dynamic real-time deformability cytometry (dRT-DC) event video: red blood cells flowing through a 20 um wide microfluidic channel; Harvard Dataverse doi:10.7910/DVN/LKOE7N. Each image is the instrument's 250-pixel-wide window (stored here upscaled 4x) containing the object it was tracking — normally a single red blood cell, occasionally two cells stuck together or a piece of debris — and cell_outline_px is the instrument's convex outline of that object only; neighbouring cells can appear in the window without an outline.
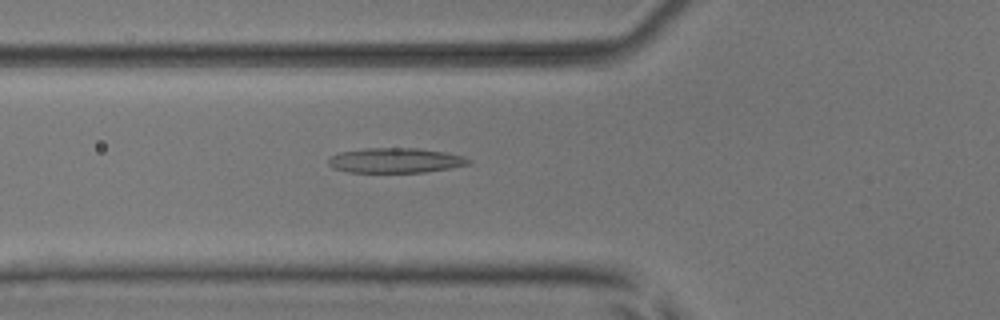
{"species": "common noctule bat (a hibernating species)", "species_latin": "Nyctalus noctula", "temperature_condition": "room temperature", "stored_images_in_passage": 47, "camera_frame_rate_fps": 3000, "um_per_image_px": 0.085, "animal": {"sex": "male", "body_mass_g": 17.9, "forearm_length_mm": 54.2}, "frame": {"image": 1, "passage_image": 14, "time_ms": 4.333, "image_size_px": [1000, 320], "cell_outline_px": [[472, 164], [424, 172], [348, 172], [332, 168], [328, 164], [328, 160], [332, 156], [340, 152], [364, 148], [420, 148], [444, 152], [464, 156], [472, 160]], "centroid_in_image_um": [33.62, 13.63], "position_along_channel_um": 92.2, "area_um2": 20.4}}
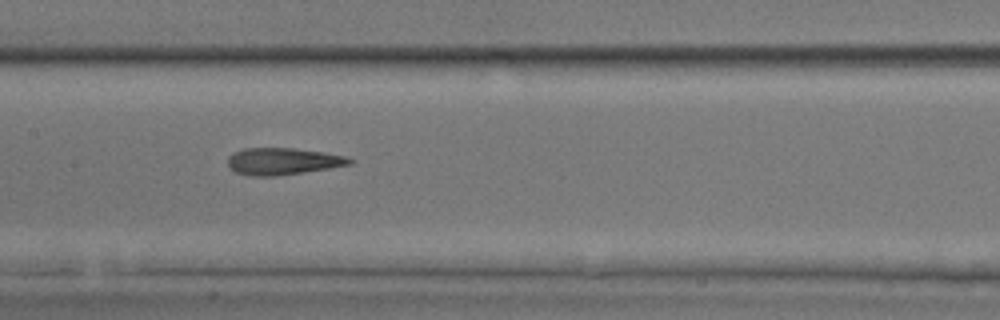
{"frame": {"image": 2, "passage_image": 21, "time_ms": 6.667, "image_size_px": [1000, 320], "cell_outline_px": [[356, 160], [352, 164], [304, 172], [276, 176], [252, 176], [236, 172], [228, 164], [228, 156], [232, 152], [244, 148], [292, 148], [324, 152], [348, 156]], "centroid_in_image_um": [24.07, 13.7], "position_along_channel_um": 183.3, "area_um2": 19.19}}
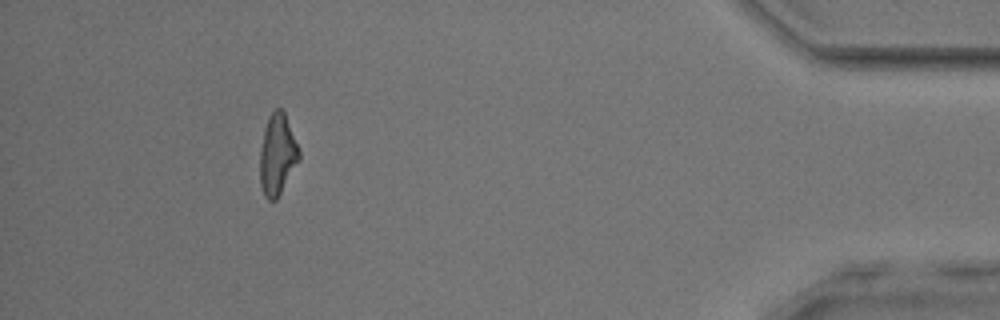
{"frame": {"image": 3, "passage_image": 43, "time_ms": 14.0, "image_size_px": [1000, 320], "cell_outline_px": [[300, 160], [276, 200], [268, 200], [264, 196], [260, 184], [260, 148], [264, 128], [268, 116], [276, 108], [280, 108], [284, 112], [300, 152]], "centroid_in_image_um": [23.56, 13.15], "position_along_channel_um": 411.6, "area_um2": 18.44}, "authors_computed_cell_mechanics": {"area_um2": 19.2474, "velocity_mm_per_s": 3.8942, "shape_relaxation_time_tau1_ms": 10.8037, "shape_relaxation_time_tau2_ms": 2.3239, "deformation_change_tau1": 0.2629, "deformation_change_tau2": 0.1404}}